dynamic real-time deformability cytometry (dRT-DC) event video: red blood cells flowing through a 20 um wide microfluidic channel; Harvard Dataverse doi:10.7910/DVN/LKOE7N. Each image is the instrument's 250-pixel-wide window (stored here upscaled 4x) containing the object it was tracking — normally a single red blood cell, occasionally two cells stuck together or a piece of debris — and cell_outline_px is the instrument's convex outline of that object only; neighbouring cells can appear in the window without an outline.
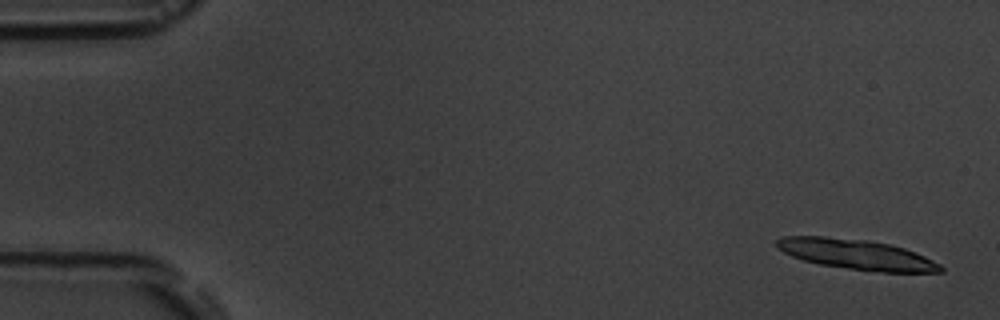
{"species": "common noctule bat (a hibernating species)", "species_latin": "Nyctalus noctula", "temperature_condition": "room temperature", "stored_images_in_passage": 6, "camera_frame_rate_fps": 3000, "um_per_image_px": 0.085, "animal": {"sex": "male", "body_mass_g": 19.5, "forearm_length_mm": 54.6}, "frame": {"image": 1, "passage_image": 1, "time_ms": 0.0, "image_size_px": [1000, 320], "cell_outline_px": [[944, 272], [880, 272], [848, 268], [820, 264], [804, 260], [792, 256], [776, 248], [776, 240], [784, 236], [824, 236], [868, 240], [892, 244], [916, 252], [940, 264], [944, 268]], "centroid_in_image_um": [72.82, 21.62], "position_along_channel_um": 12.2, "area_um2": 28.78}}
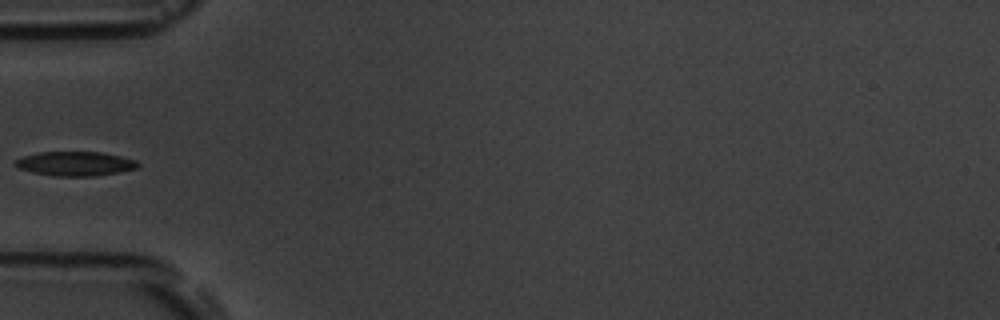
{"frame": {"image": 2, "passage_image": 6, "time_ms": 5.667, "image_size_px": [1000, 320], "cell_outline_px": [[140, 168], [120, 172], [96, 176], [52, 176], [32, 172], [20, 168], [12, 164], [12, 160], [24, 156], [40, 152], [100, 152], [120, 156], [136, 160], [140, 164]], "centroid_in_image_um": [6.4, 13.92], "position_along_channel_um": 78.6, "area_um2": 17.57}}